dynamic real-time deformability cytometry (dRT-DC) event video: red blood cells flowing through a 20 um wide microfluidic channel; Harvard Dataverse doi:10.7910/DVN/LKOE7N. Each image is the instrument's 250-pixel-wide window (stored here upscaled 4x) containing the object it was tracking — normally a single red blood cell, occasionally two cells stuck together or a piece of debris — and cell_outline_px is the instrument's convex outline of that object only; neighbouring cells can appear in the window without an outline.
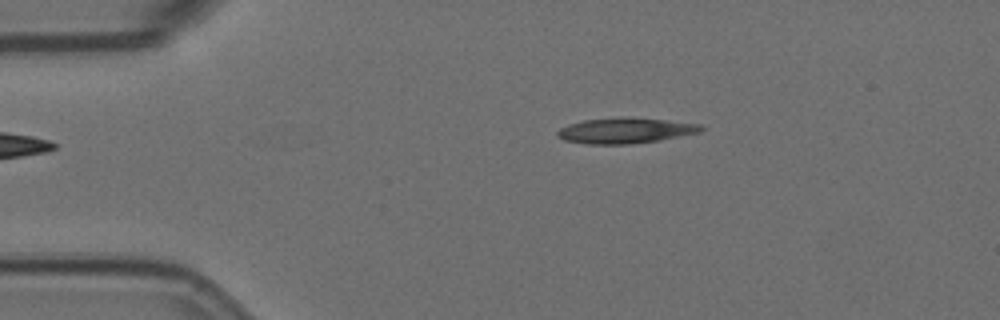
{"species": "Egyptian fruit bat (a non-hibernating species)", "species_latin": "Rousettus aegyptiacus", "temperature_condition": "room temperature", "stored_images_in_passage": 4, "camera_frame_rate_fps": 3000, "um_per_image_px": 0.085, "animal": {"sex": "female"}, "frame": {"image": 1, "passage_image": 1, "time_ms": 0.0, "image_size_px": [1000, 320], "cell_outline_px": [[704, 128], [700, 132], [656, 140], [632, 144], [588, 144], [564, 140], [556, 136], [556, 132], [560, 128], [568, 124], [584, 120], [620, 116], [664, 120], [700, 124]], "centroid_in_image_um": [53.08, 11.09], "position_along_channel_um": 31.9, "area_um2": 21.27}}
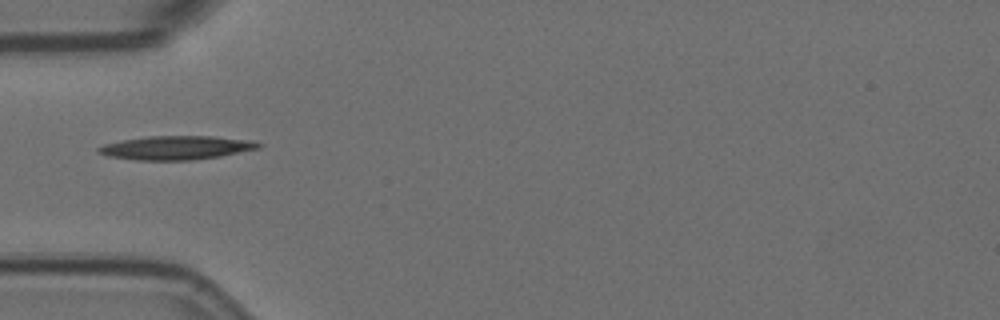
{"frame": {"image": 2, "passage_image": 3, "time_ms": 0.667, "image_size_px": [1000, 320], "cell_outline_px": [[264, 144], [260, 148], [220, 156], [192, 160], [136, 160], [108, 156], [96, 152], [96, 148], [104, 144], [124, 140], [148, 136], [212, 136], [252, 140]], "centroid_in_image_um": [15.0, 12.55], "position_along_channel_um": 70.0, "area_um2": 22.2}}
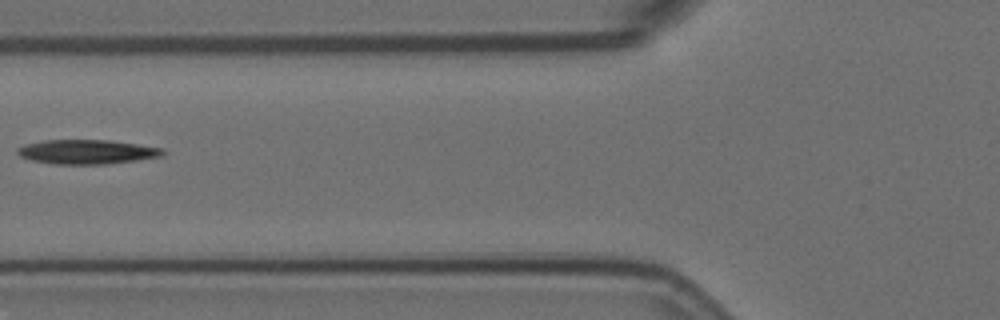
{"frame": {"image": 3, "passage_image": 4, "time_ms": 1.0, "image_size_px": [1000, 320], "cell_outline_px": [[164, 156], [136, 160], [104, 164], [56, 164], [32, 160], [20, 156], [16, 152], [16, 148], [24, 144], [44, 140], [108, 140], [164, 148]], "centroid_in_image_um": [7.37, 12.9], "position_along_channel_um": 118.4, "area_um2": 20.58}}